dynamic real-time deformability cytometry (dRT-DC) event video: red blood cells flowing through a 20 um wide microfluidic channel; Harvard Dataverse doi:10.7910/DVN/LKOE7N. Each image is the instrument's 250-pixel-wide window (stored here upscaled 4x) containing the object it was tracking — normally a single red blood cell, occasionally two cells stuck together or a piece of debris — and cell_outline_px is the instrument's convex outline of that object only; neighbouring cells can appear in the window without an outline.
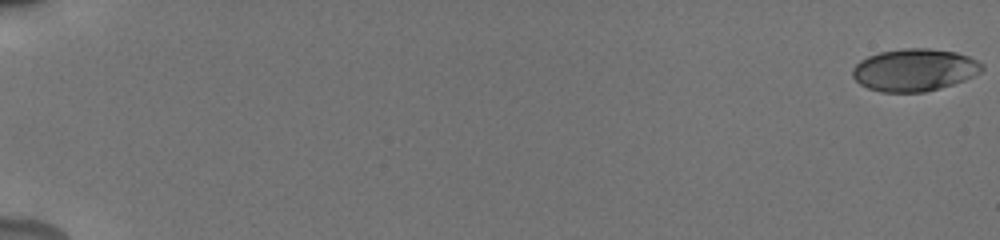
{"species": "human", "species_latin": "Homo sapiens", "temperature_condition": "cold", "stored_images_in_passage": 57, "camera_frame_rate_fps": 3000, "um_per_image_px": 0.085, "donor": {"sex": "male"}, "frame": {"image": 1, "passage_image": 1, "time_ms": 0.0, "image_size_px": [1000, 240], "cell_outline_px": [[984, 68], [980, 72], [964, 80], [940, 88], [924, 92], [880, 92], [868, 88], [860, 84], [852, 76], [852, 68], [860, 60], [868, 56], [880, 52], [904, 48], [928, 48], [956, 52], [968, 56], [984, 64]], "centroid_in_image_um": [77.71, 5.94], "position_along_channel_um": 7.3, "area_um2": 31.96}}
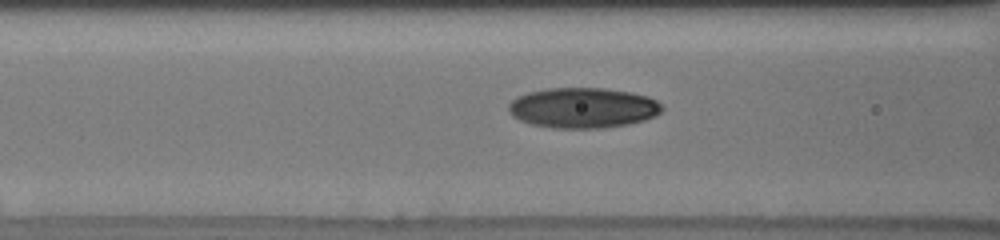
{"frame": {"image": 2, "passage_image": 26, "time_ms": 8.333, "image_size_px": [1000, 240], "cell_outline_px": [[664, 108], [656, 116], [644, 120], [628, 124], [604, 128], [552, 128], [532, 124], [520, 120], [512, 116], [508, 112], [508, 104], [516, 96], [528, 92], [548, 88], [604, 88], [632, 92], [648, 96], [656, 100]], "centroid_in_image_um": [49.54, 9.16], "position_along_channel_um": 117.1, "area_um2": 36.36}}
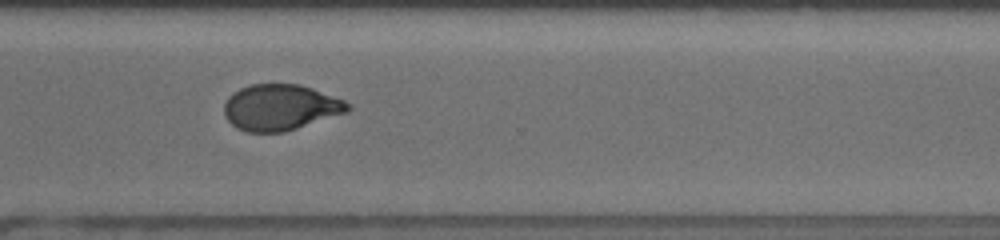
{"frame": {"image": 3, "passage_image": 44, "time_ms": 14.333, "image_size_px": [1000, 240], "cell_outline_px": [[352, 108], [348, 112], [284, 132], [248, 132], [236, 128], [224, 116], [224, 104], [228, 96], [232, 92], [248, 84], [300, 84], [312, 88], [344, 100], [352, 104]], "centroid_in_image_um": [23.83, 9.12], "position_along_channel_um": 346.8, "area_um2": 33.35}, "authors_computed_cell_mechanics": {"area_um2": 33.1772, "velocity_mm_per_s": 3.8372, "shape_relaxation_time_tau1_ms": 3.947, "shape_relaxation_time_tau2_ms": 1.7213, "deformation_change_tau1": 0.1548, "deformation_change_tau2": 0.0582}}